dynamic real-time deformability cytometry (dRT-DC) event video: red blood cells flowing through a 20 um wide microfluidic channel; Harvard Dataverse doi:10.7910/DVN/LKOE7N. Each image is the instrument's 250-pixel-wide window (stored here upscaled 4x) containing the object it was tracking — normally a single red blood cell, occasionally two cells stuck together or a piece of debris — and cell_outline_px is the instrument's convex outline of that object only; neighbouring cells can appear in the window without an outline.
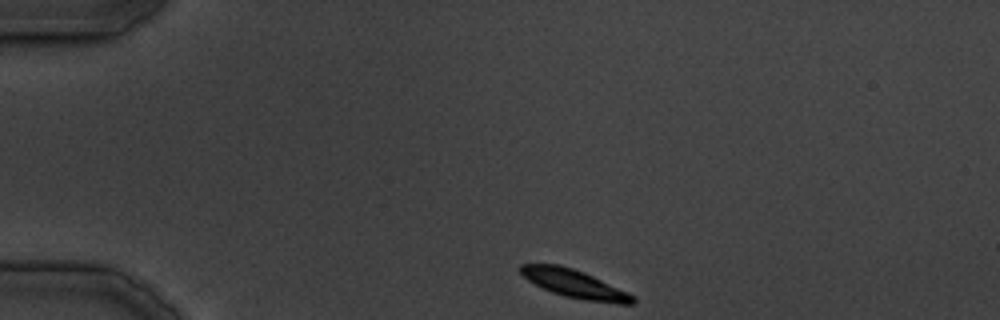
{"species": "common noctule bat (a hibernating species)", "species_latin": "Nyctalus noctula", "temperature_condition": "cold", "stored_images_in_passage": 31, "camera_frame_rate_fps": 3000, "um_per_image_px": 0.085, "animal": {"sex": "male", "body_mass_g": 19.5, "forearm_length_mm": 54.6}, "frame": {"image": 1, "passage_image": 1, "time_ms": 0.0, "image_size_px": [1000, 320], "cell_outline_px": [[636, 304], [616, 304], [588, 300], [564, 296], [540, 288], [528, 280], [520, 272], [520, 264], [560, 264], [584, 272], [628, 292], [636, 296]], "centroid_in_image_um": [48.86, 24.13], "position_along_channel_um": 36.1, "area_um2": 18.5}}
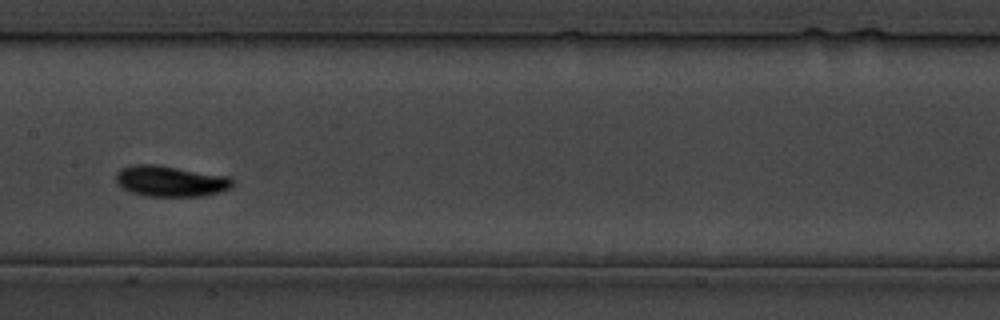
{"frame": {"image": 2, "passage_image": 13, "time_ms": 14.667, "image_size_px": [1000, 320], "cell_outline_px": [[236, 180], [228, 188], [216, 192], [200, 196], [148, 196], [132, 192], [124, 188], [116, 180], [116, 172], [120, 168], [132, 164], [156, 164], [228, 176]], "centroid_in_image_um": [14.47, 15.37], "position_along_channel_um": 192.9, "area_um2": 20.75}}
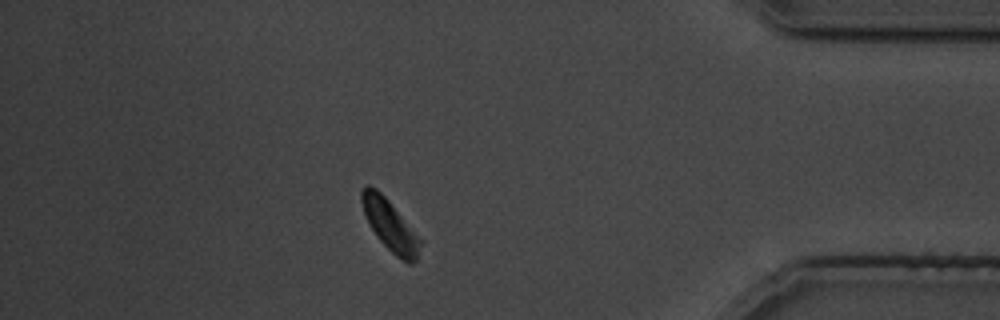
{"frame": {"image": 3, "passage_image": 27, "time_ms": 31.667, "image_size_px": [1000, 320], "cell_outline_px": [[424, 240], [416, 260], [412, 264], [408, 264], [396, 256], [380, 240], [368, 224], [360, 200], [360, 192], [368, 184], [376, 188], [388, 200]], "centroid_in_image_um": [33.19, 19.17], "position_along_channel_um": 402.0, "area_um2": 17.57}}